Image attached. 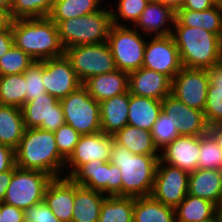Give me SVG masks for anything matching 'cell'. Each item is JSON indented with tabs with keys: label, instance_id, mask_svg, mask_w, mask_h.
<instances>
[{
	"label": "cell",
	"instance_id": "obj_5",
	"mask_svg": "<svg viewBox=\"0 0 222 222\" xmlns=\"http://www.w3.org/2000/svg\"><path fill=\"white\" fill-rule=\"evenodd\" d=\"M108 8L110 10L103 7L95 13L63 21H53L58 27L64 49L106 42L112 26L111 7Z\"/></svg>",
	"mask_w": 222,
	"mask_h": 222
},
{
	"label": "cell",
	"instance_id": "obj_31",
	"mask_svg": "<svg viewBox=\"0 0 222 222\" xmlns=\"http://www.w3.org/2000/svg\"><path fill=\"white\" fill-rule=\"evenodd\" d=\"M219 207L213 202L187 194L175 207L176 222H195L215 216Z\"/></svg>",
	"mask_w": 222,
	"mask_h": 222
},
{
	"label": "cell",
	"instance_id": "obj_24",
	"mask_svg": "<svg viewBox=\"0 0 222 222\" xmlns=\"http://www.w3.org/2000/svg\"><path fill=\"white\" fill-rule=\"evenodd\" d=\"M129 90L100 102L101 131L114 135L128 125Z\"/></svg>",
	"mask_w": 222,
	"mask_h": 222
},
{
	"label": "cell",
	"instance_id": "obj_7",
	"mask_svg": "<svg viewBox=\"0 0 222 222\" xmlns=\"http://www.w3.org/2000/svg\"><path fill=\"white\" fill-rule=\"evenodd\" d=\"M64 55L71 63L81 83L90 77L117 70L107 41L69 47L65 49Z\"/></svg>",
	"mask_w": 222,
	"mask_h": 222
},
{
	"label": "cell",
	"instance_id": "obj_34",
	"mask_svg": "<svg viewBox=\"0 0 222 222\" xmlns=\"http://www.w3.org/2000/svg\"><path fill=\"white\" fill-rule=\"evenodd\" d=\"M26 102L24 73L0 76V105L22 108Z\"/></svg>",
	"mask_w": 222,
	"mask_h": 222
},
{
	"label": "cell",
	"instance_id": "obj_17",
	"mask_svg": "<svg viewBox=\"0 0 222 222\" xmlns=\"http://www.w3.org/2000/svg\"><path fill=\"white\" fill-rule=\"evenodd\" d=\"M161 106L180 135L200 136L208 132L204 111L185 105L171 94L161 101Z\"/></svg>",
	"mask_w": 222,
	"mask_h": 222
},
{
	"label": "cell",
	"instance_id": "obj_23",
	"mask_svg": "<svg viewBox=\"0 0 222 222\" xmlns=\"http://www.w3.org/2000/svg\"><path fill=\"white\" fill-rule=\"evenodd\" d=\"M188 194L222 206V170L196 169L189 173Z\"/></svg>",
	"mask_w": 222,
	"mask_h": 222
},
{
	"label": "cell",
	"instance_id": "obj_40",
	"mask_svg": "<svg viewBox=\"0 0 222 222\" xmlns=\"http://www.w3.org/2000/svg\"><path fill=\"white\" fill-rule=\"evenodd\" d=\"M42 70L43 60H34V62L24 72L26 81V102L47 93L42 79Z\"/></svg>",
	"mask_w": 222,
	"mask_h": 222
},
{
	"label": "cell",
	"instance_id": "obj_19",
	"mask_svg": "<svg viewBox=\"0 0 222 222\" xmlns=\"http://www.w3.org/2000/svg\"><path fill=\"white\" fill-rule=\"evenodd\" d=\"M175 17L176 12L172 8L150 0L133 27L148 37L168 36L172 34Z\"/></svg>",
	"mask_w": 222,
	"mask_h": 222
},
{
	"label": "cell",
	"instance_id": "obj_4",
	"mask_svg": "<svg viewBox=\"0 0 222 222\" xmlns=\"http://www.w3.org/2000/svg\"><path fill=\"white\" fill-rule=\"evenodd\" d=\"M173 28L171 35L184 67L207 69L222 61V36L197 27Z\"/></svg>",
	"mask_w": 222,
	"mask_h": 222
},
{
	"label": "cell",
	"instance_id": "obj_36",
	"mask_svg": "<svg viewBox=\"0 0 222 222\" xmlns=\"http://www.w3.org/2000/svg\"><path fill=\"white\" fill-rule=\"evenodd\" d=\"M197 169L222 170V150L209 132L200 135V153Z\"/></svg>",
	"mask_w": 222,
	"mask_h": 222
},
{
	"label": "cell",
	"instance_id": "obj_39",
	"mask_svg": "<svg viewBox=\"0 0 222 222\" xmlns=\"http://www.w3.org/2000/svg\"><path fill=\"white\" fill-rule=\"evenodd\" d=\"M151 134L153 143L159 152L180 136L179 129L163 111H161L154 123Z\"/></svg>",
	"mask_w": 222,
	"mask_h": 222
},
{
	"label": "cell",
	"instance_id": "obj_52",
	"mask_svg": "<svg viewBox=\"0 0 222 222\" xmlns=\"http://www.w3.org/2000/svg\"><path fill=\"white\" fill-rule=\"evenodd\" d=\"M10 22L8 14L0 8V28L5 27Z\"/></svg>",
	"mask_w": 222,
	"mask_h": 222
},
{
	"label": "cell",
	"instance_id": "obj_15",
	"mask_svg": "<svg viewBox=\"0 0 222 222\" xmlns=\"http://www.w3.org/2000/svg\"><path fill=\"white\" fill-rule=\"evenodd\" d=\"M42 79L46 92L59 101L82 85L65 55L43 60Z\"/></svg>",
	"mask_w": 222,
	"mask_h": 222
},
{
	"label": "cell",
	"instance_id": "obj_35",
	"mask_svg": "<svg viewBox=\"0 0 222 222\" xmlns=\"http://www.w3.org/2000/svg\"><path fill=\"white\" fill-rule=\"evenodd\" d=\"M55 0H11L9 20L48 17Z\"/></svg>",
	"mask_w": 222,
	"mask_h": 222
},
{
	"label": "cell",
	"instance_id": "obj_28",
	"mask_svg": "<svg viewBox=\"0 0 222 222\" xmlns=\"http://www.w3.org/2000/svg\"><path fill=\"white\" fill-rule=\"evenodd\" d=\"M25 129L21 108L0 105V144L7 145L15 150L23 137Z\"/></svg>",
	"mask_w": 222,
	"mask_h": 222
},
{
	"label": "cell",
	"instance_id": "obj_49",
	"mask_svg": "<svg viewBox=\"0 0 222 222\" xmlns=\"http://www.w3.org/2000/svg\"><path fill=\"white\" fill-rule=\"evenodd\" d=\"M14 173V167L0 173V204L4 201L7 188Z\"/></svg>",
	"mask_w": 222,
	"mask_h": 222
},
{
	"label": "cell",
	"instance_id": "obj_37",
	"mask_svg": "<svg viewBox=\"0 0 222 222\" xmlns=\"http://www.w3.org/2000/svg\"><path fill=\"white\" fill-rule=\"evenodd\" d=\"M149 1L150 0H118L116 11L111 10L112 24L126 26L125 22H129L132 23L133 26Z\"/></svg>",
	"mask_w": 222,
	"mask_h": 222
},
{
	"label": "cell",
	"instance_id": "obj_27",
	"mask_svg": "<svg viewBox=\"0 0 222 222\" xmlns=\"http://www.w3.org/2000/svg\"><path fill=\"white\" fill-rule=\"evenodd\" d=\"M161 111V100L140 97L129 92L128 125L151 131Z\"/></svg>",
	"mask_w": 222,
	"mask_h": 222
},
{
	"label": "cell",
	"instance_id": "obj_11",
	"mask_svg": "<svg viewBox=\"0 0 222 222\" xmlns=\"http://www.w3.org/2000/svg\"><path fill=\"white\" fill-rule=\"evenodd\" d=\"M189 173L164 163L160 158L150 196L175 208L188 194Z\"/></svg>",
	"mask_w": 222,
	"mask_h": 222
},
{
	"label": "cell",
	"instance_id": "obj_30",
	"mask_svg": "<svg viewBox=\"0 0 222 222\" xmlns=\"http://www.w3.org/2000/svg\"><path fill=\"white\" fill-rule=\"evenodd\" d=\"M133 222H176L175 208L164 205L151 196L137 197Z\"/></svg>",
	"mask_w": 222,
	"mask_h": 222
},
{
	"label": "cell",
	"instance_id": "obj_26",
	"mask_svg": "<svg viewBox=\"0 0 222 222\" xmlns=\"http://www.w3.org/2000/svg\"><path fill=\"white\" fill-rule=\"evenodd\" d=\"M106 196L74 182V209L71 222H98Z\"/></svg>",
	"mask_w": 222,
	"mask_h": 222
},
{
	"label": "cell",
	"instance_id": "obj_44",
	"mask_svg": "<svg viewBox=\"0 0 222 222\" xmlns=\"http://www.w3.org/2000/svg\"><path fill=\"white\" fill-rule=\"evenodd\" d=\"M0 211L3 214L4 222H25L24 210L13 205L2 202L0 204Z\"/></svg>",
	"mask_w": 222,
	"mask_h": 222
},
{
	"label": "cell",
	"instance_id": "obj_41",
	"mask_svg": "<svg viewBox=\"0 0 222 222\" xmlns=\"http://www.w3.org/2000/svg\"><path fill=\"white\" fill-rule=\"evenodd\" d=\"M204 116L208 126L222 122V87L209 84Z\"/></svg>",
	"mask_w": 222,
	"mask_h": 222
},
{
	"label": "cell",
	"instance_id": "obj_6",
	"mask_svg": "<svg viewBox=\"0 0 222 222\" xmlns=\"http://www.w3.org/2000/svg\"><path fill=\"white\" fill-rule=\"evenodd\" d=\"M146 39L140 31L136 30L129 23L126 26L112 24L107 43L112 52L117 70L128 74L141 68L144 61V50Z\"/></svg>",
	"mask_w": 222,
	"mask_h": 222
},
{
	"label": "cell",
	"instance_id": "obj_42",
	"mask_svg": "<svg viewBox=\"0 0 222 222\" xmlns=\"http://www.w3.org/2000/svg\"><path fill=\"white\" fill-rule=\"evenodd\" d=\"M80 136L81 135L72 126L66 123L54 131L57 149L66 160L74 152Z\"/></svg>",
	"mask_w": 222,
	"mask_h": 222
},
{
	"label": "cell",
	"instance_id": "obj_53",
	"mask_svg": "<svg viewBox=\"0 0 222 222\" xmlns=\"http://www.w3.org/2000/svg\"><path fill=\"white\" fill-rule=\"evenodd\" d=\"M11 0H0V8H2L7 14H9Z\"/></svg>",
	"mask_w": 222,
	"mask_h": 222
},
{
	"label": "cell",
	"instance_id": "obj_29",
	"mask_svg": "<svg viewBox=\"0 0 222 222\" xmlns=\"http://www.w3.org/2000/svg\"><path fill=\"white\" fill-rule=\"evenodd\" d=\"M113 138L117 144L126 147L133 154L160 155L153 143L151 131L126 125Z\"/></svg>",
	"mask_w": 222,
	"mask_h": 222
},
{
	"label": "cell",
	"instance_id": "obj_3",
	"mask_svg": "<svg viewBox=\"0 0 222 222\" xmlns=\"http://www.w3.org/2000/svg\"><path fill=\"white\" fill-rule=\"evenodd\" d=\"M160 155L133 154L113 141L109 161L119 167L122 177V196H150Z\"/></svg>",
	"mask_w": 222,
	"mask_h": 222
},
{
	"label": "cell",
	"instance_id": "obj_55",
	"mask_svg": "<svg viewBox=\"0 0 222 222\" xmlns=\"http://www.w3.org/2000/svg\"><path fill=\"white\" fill-rule=\"evenodd\" d=\"M218 218H219V221L220 222H222V206L221 207H219V209H218Z\"/></svg>",
	"mask_w": 222,
	"mask_h": 222
},
{
	"label": "cell",
	"instance_id": "obj_48",
	"mask_svg": "<svg viewBox=\"0 0 222 222\" xmlns=\"http://www.w3.org/2000/svg\"><path fill=\"white\" fill-rule=\"evenodd\" d=\"M209 75V82L214 87H222V61L206 69Z\"/></svg>",
	"mask_w": 222,
	"mask_h": 222
},
{
	"label": "cell",
	"instance_id": "obj_16",
	"mask_svg": "<svg viewBox=\"0 0 222 222\" xmlns=\"http://www.w3.org/2000/svg\"><path fill=\"white\" fill-rule=\"evenodd\" d=\"M113 135L101 132L81 135L74 152L66 160L67 169L64 177H70L81 165L91 160L109 161L110 150L113 146Z\"/></svg>",
	"mask_w": 222,
	"mask_h": 222
},
{
	"label": "cell",
	"instance_id": "obj_18",
	"mask_svg": "<svg viewBox=\"0 0 222 222\" xmlns=\"http://www.w3.org/2000/svg\"><path fill=\"white\" fill-rule=\"evenodd\" d=\"M200 136L180 135L160 151V159L188 173L198 168Z\"/></svg>",
	"mask_w": 222,
	"mask_h": 222
},
{
	"label": "cell",
	"instance_id": "obj_54",
	"mask_svg": "<svg viewBox=\"0 0 222 222\" xmlns=\"http://www.w3.org/2000/svg\"><path fill=\"white\" fill-rule=\"evenodd\" d=\"M195 222H220V221H219L218 213H217L215 216H213V217H211V218H209L207 220L195 221Z\"/></svg>",
	"mask_w": 222,
	"mask_h": 222
},
{
	"label": "cell",
	"instance_id": "obj_25",
	"mask_svg": "<svg viewBox=\"0 0 222 222\" xmlns=\"http://www.w3.org/2000/svg\"><path fill=\"white\" fill-rule=\"evenodd\" d=\"M174 26L202 28L217 36H222V7L220 4H215L203 11L178 9Z\"/></svg>",
	"mask_w": 222,
	"mask_h": 222
},
{
	"label": "cell",
	"instance_id": "obj_13",
	"mask_svg": "<svg viewBox=\"0 0 222 222\" xmlns=\"http://www.w3.org/2000/svg\"><path fill=\"white\" fill-rule=\"evenodd\" d=\"M142 67L157 71L171 80L183 68L172 35L151 37L146 41Z\"/></svg>",
	"mask_w": 222,
	"mask_h": 222
},
{
	"label": "cell",
	"instance_id": "obj_2",
	"mask_svg": "<svg viewBox=\"0 0 222 222\" xmlns=\"http://www.w3.org/2000/svg\"><path fill=\"white\" fill-rule=\"evenodd\" d=\"M14 45L35 61L64 55L58 27L49 18H25L10 21Z\"/></svg>",
	"mask_w": 222,
	"mask_h": 222
},
{
	"label": "cell",
	"instance_id": "obj_56",
	"mask_svg": "<svg viewBox=\"0 0 222 222\" xmlns=\"http://www.w3.org/2000/svg\"><path fill=\"white\" fill-rule=\"evenodd\" d=\"M0 222H4V220H3V214H1V211H0Z\"/></svg>",
	"mask_w": 222,
	"mask_h": 222
},
{
	"label": "cell",
	"instance_id": "obj_10",
	"mask_svg": "<svg viewBox=\"0 0 222 222\" xmlns=\"http://www.w3.org/2000/svg\"><path fill=\"white\" fill-rule=\"evenodd\" d=\"M70 178L79 186L105 196H122L121 170L110 161L91 160L81 165Z\"/></svg>",
	"mask_w": 222,
	"mask_h": 222
},
{
	"label": "cell",
	"instance_id": "obj_20",
	"mask_svg": "<svg viewBox=\"0 0 222 222\" xmlns=\"http://www.w3.org/2000/svg\"><path fill=\"white\" fill-rule=\"evenodd\" d=\"M172 80L162 73L144 67L129 73L128 89L130 94L163 100L171 94Z\"/></svg>",
	"mask_w": 222,
	"mask_h": 222
},
{
	"label": "cell",
	"instance_id": "obj_32",
	"mask_svg": "<svg viewBox=\"0 0 222 222\" xmlns=\"http://www.w3.org/2000/svg\"><path fill=\"white\" fill-rule=\"evenodd\" d=\"M135 197L106 196L98 222H133Z\"/></svg>",
	"mask_w": 222,
	"mask_h": 222
},
{
	"label": "cell",
	"instance_id": "obj_43",
	"mask_svg": "<svg viewBox=\"0 0 222 222\" xmlns=\"http://www.w3.org/2000/svg\"><path fill=\"white\" fill-rule=\"evenodd\" d=\"M25 222H61L42 201L24 210Z\"/></svg>",
	"mask_w": 222,
	"mask_h": 222
},
{
	"label": "cell",
	"instance_id": "obj_8",
	"mask_svg": "<svg viewBox=\"0 0 222 222\" xmlns=\"http://www.w3.org/2000/svg\"><path fill=\"white\" fill-rule=\"evenodd\" d=\"M66 124L80 135L101 132L100 103L92 98L81 85L60 100Z\"/></svg>",
	"mask_w": 222,
	"mask_h": 222
},
{
	"label": "cell",
	"instance_id": "obj_12",
	"mask_svg": "<svg viewBox=\"0 0 222 222\" xmlns=\"http://www.w3.org/2000/svg\"><path fill=\"white\" fill-rule=\"evenodd\" d=\"M209 84L206 69L183 66L172 79L171 95L189 107L204 111Z\"/></svg>",
	"mask_w": 222,
	"mask_h": 222
},
{
	"label": "cell",
	"instance_id": "obj_33",
	"mask_svg": "<svg viewBox=\"0 0 222 222\" xmlns=\"http://www.w3.org/2000/svg\"><path fill=\"white\" fill-rule=\"evenodd\" d=\"M99 0H55L51 14L52 21H63L99 11ZM101 6V7H100Z\"/></svg>",
	"mask_w": 222,
	"mask_h": 222
},
{
	"label": "cell",
	"instance_id": "obj_38",
	"mask_svg": "<svg viewBox=\"0 0 222 222\" xmlns=\"http://www.w3.org/2000/svg\"><path fill=\"white\" fill-rule=\"evenodd\" d=\"M33 62V58L13 45L0 58V76L24 73Z\"/></svg>",
	"mask_w": 222,
	"mask_h": 222
},
{
	"label": "cell",
	"instance_id": "obj_14",
	"mask_svg": "<svg viewBox=\"0 0 222 222\" xmlns=\"http://www.w3.org/2000/svg\"><path fill=\"white\" fill-rule=\"evenodd\" d=\"M21 109L26 128L54 132L65 123L60 101L48 93L25 102Z\"/></svg>",
	"mask_w": 222,
	"mask_h": 222
},
{
	"label": "cell",
	"instance_id": "obj_22",
	"mask_svg": "<svg viewBox=\"0 0 222 222\" xmlns=\"http://www.w3.org/2000/svg\"><path fill=\"white\" fill-rule=\"evenodd\" d=\"M129 74L116 70L111 73L99 74L88 78L82 83L89 95L97 102L126 93L128 89Z\"/></svg>",
	"mask_w": 222,
	"mask_h": 222
},
{
	"label": "cell",
	"instance_id": "obj_47",
	"mask_svg": "<svg viewBox=\"0 0 222 222\" xmlns=\"http://www.w3.org/2000/svg\"><path fill=\"white\" fill-rule=\"evenodd\" d=\"M215 4L213 0H185L180 9L203 11L213 7Z\"/></svg>",
	"mask_w": 222,
	"mask_h": 222
},
{
	"label": "cell",
	"instance_id": "obj_9",
	"mask_svg": "<svg viewBox=\"0 0 222 222\" xmlns=\"http://www.w3.org/2000/svg\"><path fill=\"white\" fill-rule=\"evenodd\" d=\"M52 179L44 172L20 169L15 165L3 202L22 210L38 204L44 201L45 190Z\"/></svg>",
	"mask_w": 222,
	"mask_h": 222
},
{
	"label": "cell",
	"instance_id": "obj_57",
	"mask_svg": "<svg viewBox=\"0 0 222 222\" xmlns=\"http://www.w3.org/2000/svg\"><path fill=\"white\" fill-rule=\"evenodd\" d=\"M216 4H221L222 0H213Z\"/></svg>",
	"mask_w": 222,
	"mask_h": 222
},
{
	"label": "cell",
	"instance_id": "obj_45",
	"mask_svg": "<svg viewBox=\"0 0 222 222\" xmlns=\"http://www.w3.org/2000/svg\"><path fill=\"white\" fill-rule=\"evenodd\" d=\"M15 166V150L7 145L0 144V173Z\"/></svg>",
	"mask_w": 222,
	"mask_h": 222
},
{
	"label": "cell",
	"instance_id": "obj_51",
	"mask_svg": "<svg viewBox=\"0 0 222 222\" xmlns=\"http://www.w3.org/2000/svg\"><path fill=\"white\" fill-rule=\"evenodd\" d=\"M154 1L160 2L172 8L176 12L178 9L182 8V5L185 0H154Z\"/></svg>",
	"mask_w": 222,
	"mask_h": 222
},
{
	"label": "cell",
	"instance_id": "obj_50",
	"mask_svg": "<svg viewBox=\"0 0 222 222\" xmlns=\"http://www.w3.org/2000/svg\"><path fill=\"white\" fill-rule=\"evenodd\" d=\"M208 132L214 137L222 150V122L209 126Z\"/></svg>",
	"mask_w": 222,
	"mask_h": 222
},
{
	"label": "cell",
	"instance_id": "obj_46",
	"mask_svg": "<svg viewBox=\"0 0 222 222\" xmlns=\"http://www.w3.org/2000/svg\"><path fill=\"white\" fill-rule=\"evenodd\" d=\"M13 45L14 38L9 22L5 27L0 28V58L7 53Z\"/></svg>",
	"mask_w": 222,
	"mask_h": 222
},
{
	"label": "cell",
	"instance_id": "obj_21",
	"mask_svg": "<svg viewBox=\"0 0 222 222\" xmlns=\"http://www.w3.org/2000/svg\"><path fill=\"white\" fill-rule=\"evenodd\" d=\"M44 202L61 222H71L74 209V181L64 176L53 178L45 190Z\"/></svg>",
	"mask_w": 222,
	"mask_h": 222
},
{
	"label": "cell",
	"instance_id": "obj_1",
	"mask_svg": "<svg viewBox=\"0 0 222 222\" xmlns=\"http://www.w3.org/2000/svg\"><path fill=\"white\" fill-rule=\"evenodd\" d=\"M66 159L59 153L53 131L26 128L15 149V165L20 169L37 170L52 178L63 177Z\"/></svg>",
	"mask_w": 222,
	"mask_h": 222
}]
</instances>
